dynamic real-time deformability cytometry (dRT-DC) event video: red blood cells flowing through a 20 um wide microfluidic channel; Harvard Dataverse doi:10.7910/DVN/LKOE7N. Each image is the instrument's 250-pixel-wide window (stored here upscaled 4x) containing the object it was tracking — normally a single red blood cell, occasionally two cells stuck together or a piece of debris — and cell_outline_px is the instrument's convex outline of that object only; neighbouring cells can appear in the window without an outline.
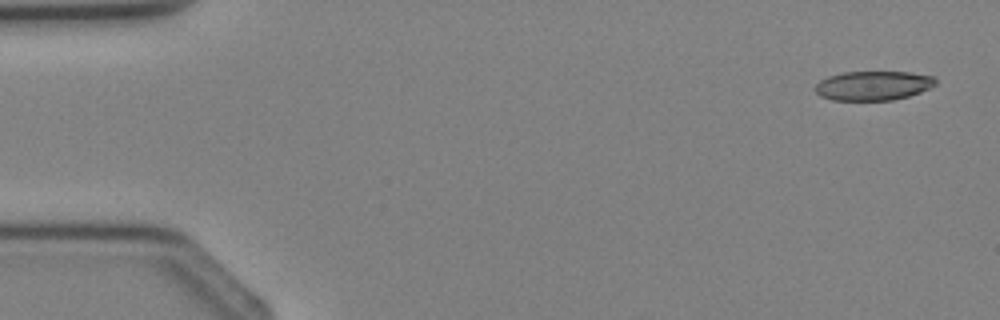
{"species": "Egyptian fruit bat (a non-hibernating species)", "species_latin": "Rousettus aegyptiacus", "temperature_condition": "cold", "stored_images_in_passage": 3, "camera_frame_rate_fps": 3000, "um_per_image_px": 0.085, "animal": {"sex": "female"}, "frame": {"image": 1, "passage_image": 1, "time_ms": 0.0, "image_size_px": [1000, 320], "cell_outline_px": [[936, 84], [920, 92], [908, 96], [892, 100], [832, 100], [820, 96], [816, 92], [816, 84], [820, 80], [828, 76], [844, 72], [912, 72], [932, 76], [936, 80]], "centroid_in_image_um": [74.21, 7.27], "position_along_channel_um": 10.8, "area_um2": 20.46}}
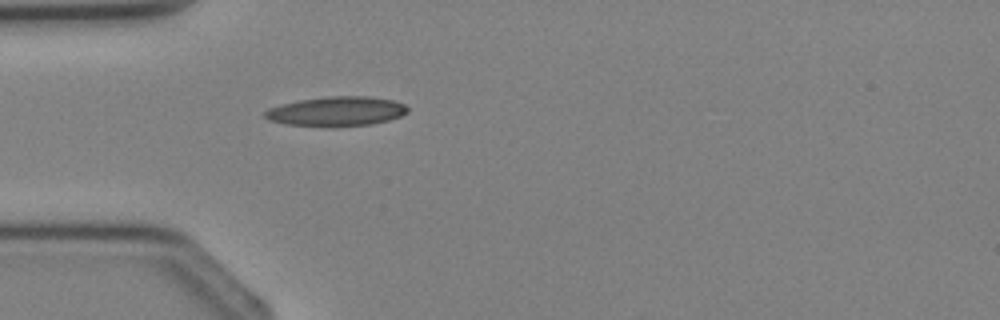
{"frame": {"image": 2, "passage_image": 3, "time_ms": 3.0, "image_size_px": [1000, 320], "cell_outline_px": [[408, 112], [400, 116], [388, 120], [368, 124], [288, 124], [268, 120], [264, 116], [264, 112], [268, 108], [280, 104], [300, 100], [328, 96], [368, 96], [392, 100], [404, 104], [408, 108]], "centroid_in_image_um": [28.6, 9.41], "position_along_channel_um": 56.4, "area_um2": 23.58}}